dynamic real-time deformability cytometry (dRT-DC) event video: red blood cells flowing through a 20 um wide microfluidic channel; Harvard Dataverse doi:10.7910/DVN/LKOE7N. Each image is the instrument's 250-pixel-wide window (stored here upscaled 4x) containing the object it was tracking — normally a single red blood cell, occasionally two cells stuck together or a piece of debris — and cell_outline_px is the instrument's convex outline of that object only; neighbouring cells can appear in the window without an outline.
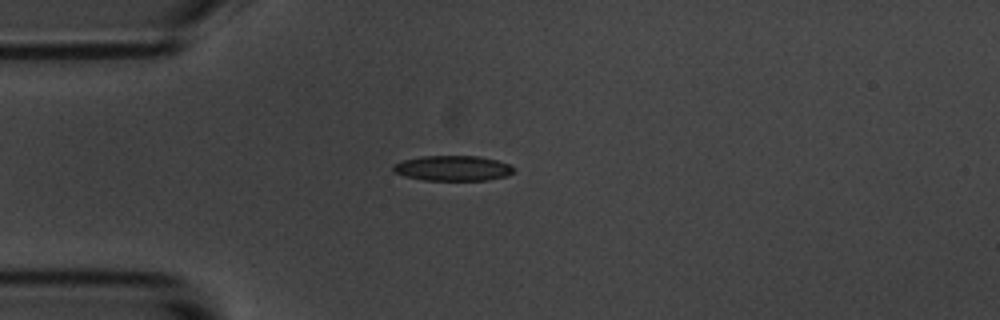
{"species": "common noctule bat (a hibernating species)", "species_latin": "Nyctalus noctula", "temperature_condition": "room temperature", "stored_images_in_passage": 2, "camera_frame_rate_fps": 3000, "um_per_image_px": 0.085, "animal": {"sex": "male", "body_mass_g": 20.1, "forearm_length_mm": 53.5}, "frame": {"image": 1, "passage_image": 2, "time_ms": 1.333, "image_size_px": [1000, 320], "cell_outline_px": [[516, 168], [508, 176], [488, 180], [424, 180], [404, 176], [392, 172], [392, 164], [404, 160], [420, 156], [480, 156], [496, 160], [508, 164]], "centroid_in_image_um": [38.46, 14.3], "position_along_channel_um": 46.5, "area_um2": 17.86}}